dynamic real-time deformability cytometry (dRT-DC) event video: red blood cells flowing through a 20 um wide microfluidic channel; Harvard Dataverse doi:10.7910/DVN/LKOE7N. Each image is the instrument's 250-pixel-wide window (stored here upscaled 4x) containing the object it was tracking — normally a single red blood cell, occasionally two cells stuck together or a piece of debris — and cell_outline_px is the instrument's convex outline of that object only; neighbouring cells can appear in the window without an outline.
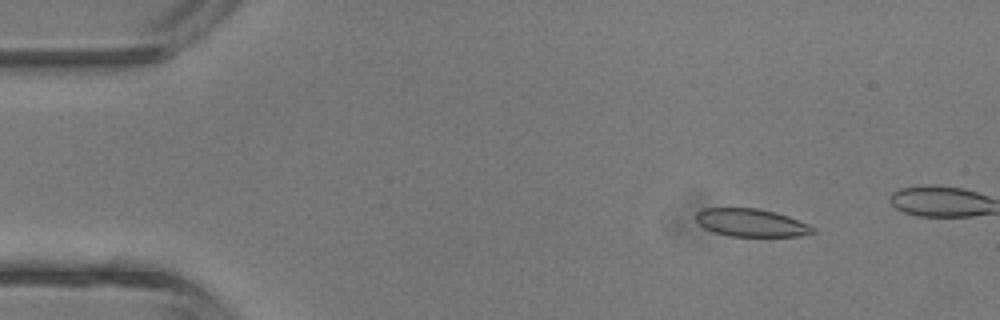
{"species": "common noctule bat (a hibernating species)", "species_latin": "Nyctalus noctula", "temperature_condition": "room temperature", "stored_images_in_passage": 3, "camera_frame_rate_fps": 3000, "um_per_image_px": 0.085, "animal": {"sex": "male", "body_mass_g": 13.3}, "frame": {"image": 1, "passage_image": 1, "time_ms": 0.0, "image_size_px": [1000, 320], "cell_outline_px": [[816, 232], [800, 236], [732, 236], [716, 232], [704, 228], [696, 220], [696, 212], [704, 208], [760, 208], [776, 212], [788, 216], [808, 224], [816, 228]], "centroid_in_image_um": [63.88, 18.92], "position_along_channel_um": 21.1, "area_um2": 18.96}}